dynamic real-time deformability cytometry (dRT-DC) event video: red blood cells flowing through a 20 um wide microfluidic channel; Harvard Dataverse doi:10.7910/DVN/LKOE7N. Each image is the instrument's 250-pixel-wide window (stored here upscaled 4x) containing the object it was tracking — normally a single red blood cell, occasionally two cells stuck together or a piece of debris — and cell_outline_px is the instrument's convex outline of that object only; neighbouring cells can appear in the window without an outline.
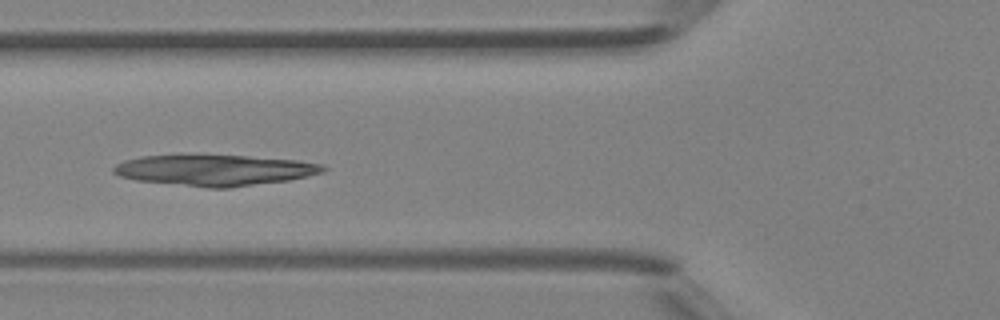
{"species": "Egyptian fruit bat (a non-hibernating species)", "species_latin": "Rousettus aegyptiacus", "temperature_condition": "room temperature", "stored_images_in_passage": 43, "camera_frame_rate_fps": 3000, "um_per_image_px": 0.085, "animal": {"sex": "female"}, "frame": {"image": 1, "passage_image": 17, "time_ms": 5.333, "image_size_px": [1000, 320], "cell_outline_px": [[328, 168], [324, 172], [288, 180], [228, 188], [208, 188], [136, 180], [120, 176], [112, 172], [112, 168], [116, 164], [124, 160], [140, 156], [180, 152], [248, 156], [296, 160], [324, 164]], "centroid_in_image_um": [18.17, 14.42], "position_along_channel_um": 107.6, "area_um2": 39.02}}
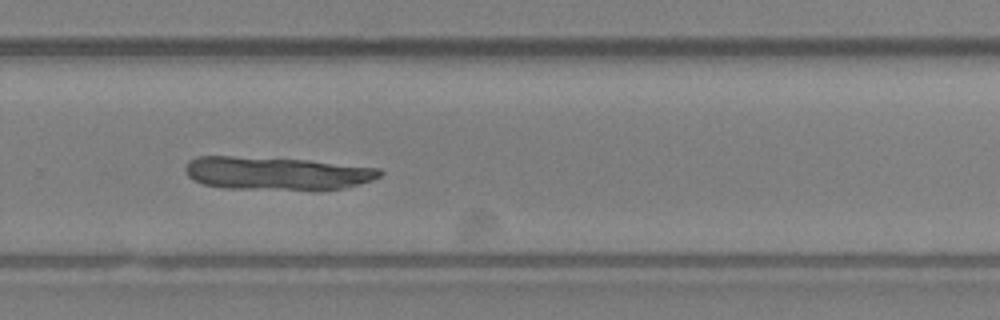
{"frame": {"image": 2, "passage_image": 31, "time_ms": 10.0, "image_size_px": [1000, 320], "cell_outline_px": [[384, 172], [380, 176], [372, 180], [344, 188], [224, 188], [204, 184], [192, 180], [188, 176], [184, 168], [188, 160], [196, 156], [232, 156], [308, 160], [380, 168]], "centroid_in_image_um": [23.46, 14.7], "position_along_channel_um": 306.3, "area_um2": 36.88}}
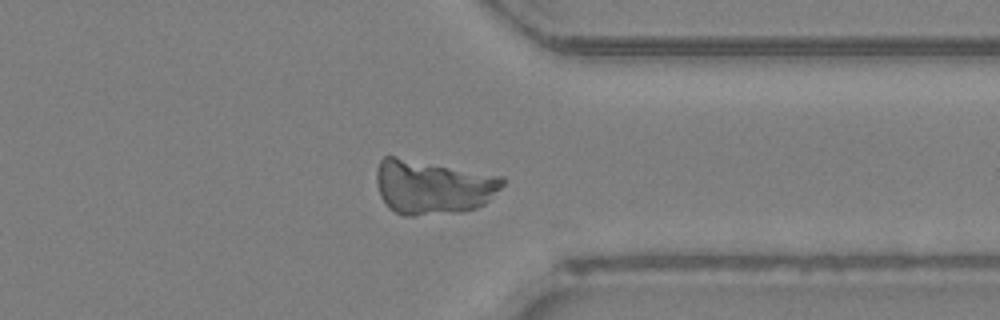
{"frame": {"image": 3, "passage_image": 36, "time_ms": 11.667, "image_size_px": [1000, 320], "cell_outline_px": [[504, 184], [484, 204], [476, 208], [460, 212], [412, 216], [404, 216], [388, 208], [380, 196], [376, 180], [376, 168], [380, 160], [384, 156], [392, 156], [504, 176]], "centroid_in_image_um": [36.75, 15.9], "position_along_channel_um": 374.6, "area_um2": 39.88}}